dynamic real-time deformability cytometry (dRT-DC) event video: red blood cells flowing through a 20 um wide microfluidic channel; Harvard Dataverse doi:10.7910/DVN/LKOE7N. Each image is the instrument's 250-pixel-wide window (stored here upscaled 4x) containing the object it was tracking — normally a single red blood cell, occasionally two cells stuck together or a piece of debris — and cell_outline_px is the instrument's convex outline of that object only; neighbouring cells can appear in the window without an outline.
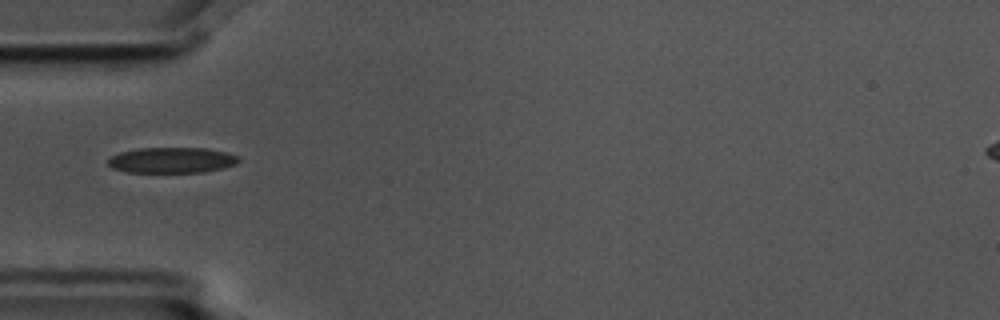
{"species": "common noctule bat (a hibernating species)", "species_latin": "Nyctalus noctula", "temperature_condition": "cold", "stored_images_in_passage": 3, "camera_frame_rate_fps": 3000, "um_per_image_px": 0.085, "animal": {"sex": "male", "body_mass_g": 17.5, "forearm_length_mm": 52.3}, "frame": {"image": 1, "passage_image": 1, "time_ms": 0.0, "image_size_px": [1000, 320], "cell_outline_px": [[240, 160], [236, 164], [224, 168], [204, 172], [128, 172], [112, 168], [108, 164], [108, 156], [120, 152], [140, 148], [208, 148], [228, 152], [240, 156]], "centroid_in_image_um": [14.63, 13.61], "position_along_channel_um": 70.4, "area_um2": 19.77}}